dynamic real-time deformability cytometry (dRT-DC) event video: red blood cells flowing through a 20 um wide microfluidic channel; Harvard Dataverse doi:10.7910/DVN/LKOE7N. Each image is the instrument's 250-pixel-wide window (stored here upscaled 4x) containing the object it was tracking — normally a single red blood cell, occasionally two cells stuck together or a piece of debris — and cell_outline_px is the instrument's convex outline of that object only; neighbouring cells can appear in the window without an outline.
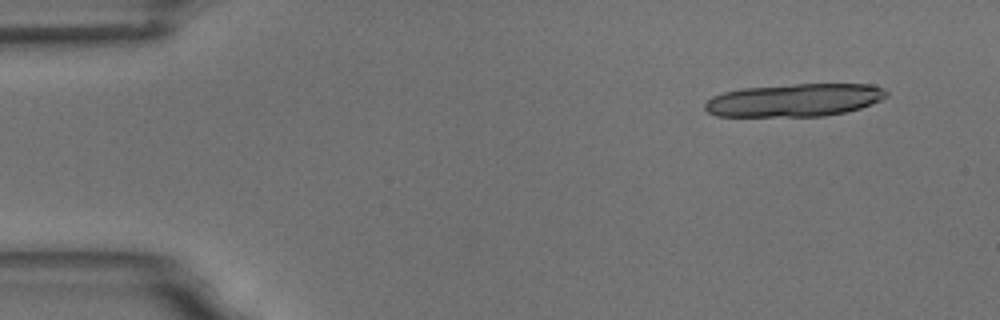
{"species": "common noctule bat (a hibernating species)", "species_latin": "Nyctalus noctula", "temperature_condition": "room temperature", "stored_images_in_passage": 7, "camera_frame_rate_fps": 3000, "um_per_image_px": 0.085, "animal": {"sex": "male", "body_mass_g": 18.8}, "frame": {"image": 1, "passage_image": 1, "time_ms": 0.0, "image_size_px": [1000, 320], "cell_outline_px": [[888, 96], [872, 104], [860, 108], [844, 112], [824, 116], [716, 116], [708, 112], [704, 108], [704, 104], [712, 96], [724, 92], [744, 88], [796, 84], [872, 84], [884, 88], [888, 92]], "centroid_in_image_um": [67.55, 8.51], "position_along_channel_um": 17.4, "area_um2": 34.8}}